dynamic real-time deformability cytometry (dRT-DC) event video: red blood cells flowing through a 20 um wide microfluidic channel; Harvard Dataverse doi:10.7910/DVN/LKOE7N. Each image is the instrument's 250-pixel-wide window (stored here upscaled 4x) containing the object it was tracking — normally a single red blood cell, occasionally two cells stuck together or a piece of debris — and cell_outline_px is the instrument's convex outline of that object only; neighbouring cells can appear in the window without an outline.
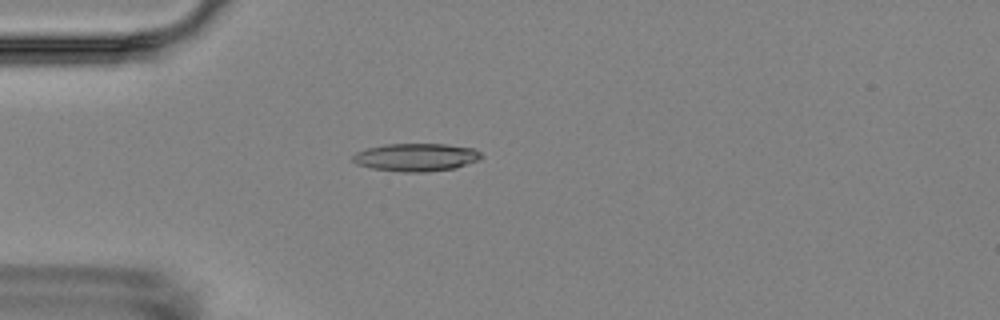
{"species": "Egyptian fruit bat (a non-hibernating species)", "species_latin": "Rousettus aegyptiacus", "temperature_condition": "room temperature", "stored_images_in_passage": 1, "camera_frame_rate_fps": 3000, "um_per_image_px": 0.085, "animal": {"sex": "female"}, "frame": {"image": 1, "passage_image": 1, "time_ms": 0.0, "image_size_px": [1000, 320], "cell_outline_px": [[484, 156], [480, 160], [456, 168], [428, 172], [404, 172], [372, 168], [356, 164], [352, 160], [352, 156], [356, 152], [368, 148], [384, 144], [448, 144], [472, 148], [480, 152]], "centroid_in_image_um": [35.4, 13.37], "position_along_channel_um": 49.6, "area_um2": 21.04}}